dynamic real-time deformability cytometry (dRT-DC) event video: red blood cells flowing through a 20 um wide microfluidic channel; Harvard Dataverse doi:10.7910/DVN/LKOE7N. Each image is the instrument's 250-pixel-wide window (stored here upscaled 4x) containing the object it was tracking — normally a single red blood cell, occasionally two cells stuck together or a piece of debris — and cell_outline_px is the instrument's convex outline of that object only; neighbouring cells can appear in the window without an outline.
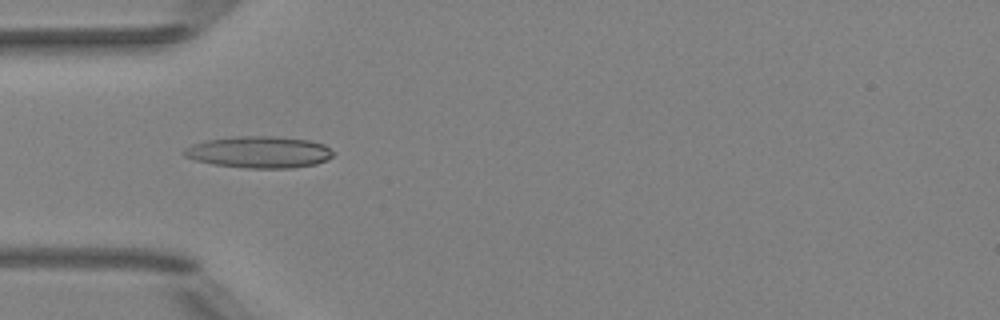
{"species": "Egyptian fruit bat (a non-hibernating species)", "species_latin": "Rousettus aegyptiacus", "temperature_condition": "room temperature", "stored_images_in_passage": 51, "camera_frame_rate_fps": 3000, "um_per_image_px": 0.085, "animal": {"sex": "female"}, "frame": {"image": 1, "passage_image": 16, "time_ms": 5.0, "image_size_px": [1000, 320], "cell_outline_px": [[336, 152], [328, 160], [316, 164], [292, 168], [248, 168], [212, 164], [196, 160], [184, 156], [180, 152], [184, 148], [192, 144], [208, 140], [240, 136], [272, 136], [308, 140], [324, 144]], "centroid_in_image_um": [22.05, 12.93], "position_along_channel_um": 63.0, "area_um2": 27.63}}
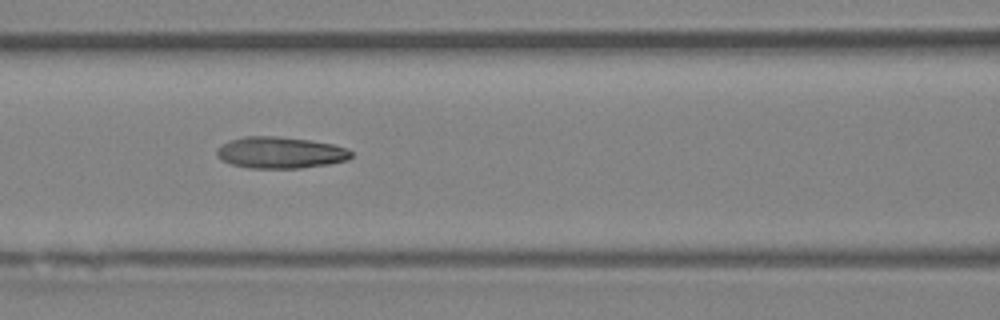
{"frame": {"image": 2, "passage_image": 22, "time_ms": 7.0, "image_size_px": [1000, 320], "cell_outline_px": [[352, 156], [348, 160], [328, 164], [300, 168], [248, 168], [232, 164], [220, 160], [216, 156], [216, 148], [220, 144], [228, 140], [244, 136], [276, 136], [308, 140], [332, 144], [348, 148], [352, 152]], "centroid_in_image_um": [23.78, 12.97], "position_along_channel_um": 142.8, "area_um2": 24.91}}
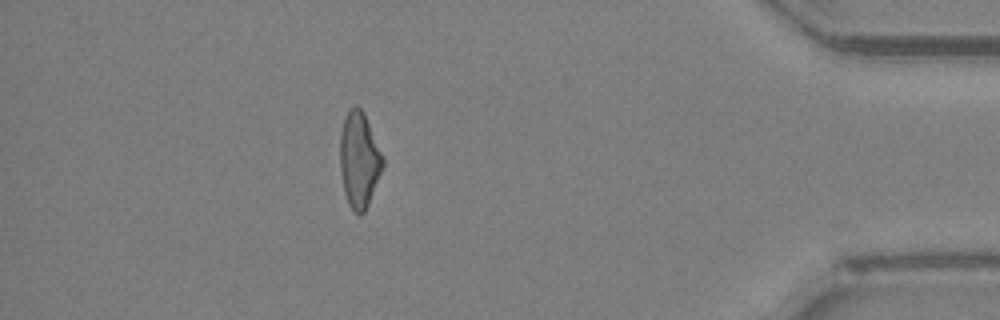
{"frame": {"image": 3, "passage_image": 45, "time_ms": 14.667, "image_size_px": [1000, 320], "cell_outline_px": [[384, 164], [368, 204], [364, 212], [356, 212], [348, 204], [344, 192], [340, 172], [340, 132], [348, 108], [356, 104], [364, 112], [384, 156]], "centroid_in_image_um": [30.52, 13.52], "position_along_channel_um": 404.7, "area_um2": 23.87}, "authors_computed_cell_mechanics": {"area_um2": 24.276, "velocity_mm_per_s": 4.0487, "shape_relaxation_time_tau1_ms": null, "shape_relaxation_time_tau2_ms": 2.6704, "deformation_change_tau1": null, "deformation_change_tau2": 0.1092}}